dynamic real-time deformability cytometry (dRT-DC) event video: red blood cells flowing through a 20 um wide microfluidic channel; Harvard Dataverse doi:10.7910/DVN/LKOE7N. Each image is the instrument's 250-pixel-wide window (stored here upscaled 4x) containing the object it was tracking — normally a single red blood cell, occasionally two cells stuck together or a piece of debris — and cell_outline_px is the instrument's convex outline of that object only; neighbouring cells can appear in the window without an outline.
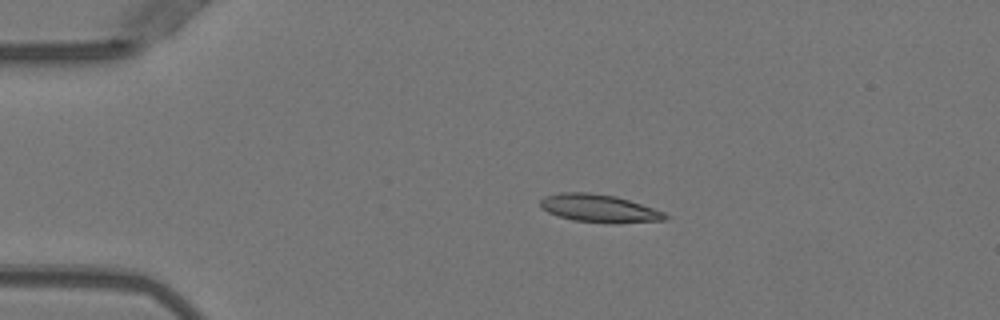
{"species": "Egyptian fruit bat (a non-hibernating species)", "species_latin": "Rousettus aegyptiacus", "temperature_condition": "warm", "stored_images_in_passage": 3, "camera_frame_rate_fps": 3000, "um_per_image_px": 0.085, "animal": {"sex": "female"}, "frame": {"image": 1, "passage_image": 2, "time_ms": 0.333, "image_size_px": [1000, 320], "cell_outline_px": [[672, 216], [664, 220], [612, 224], [572, 220], [548, 212], [540, 208], [540, 200], [544, 196], [560, 192], [588, 192], [616, 196], [664, 212]], "centroid_in_image_um": [50.92, 17.71], "position_along_channel_um": 34.1, "area_um2": 20.4}}
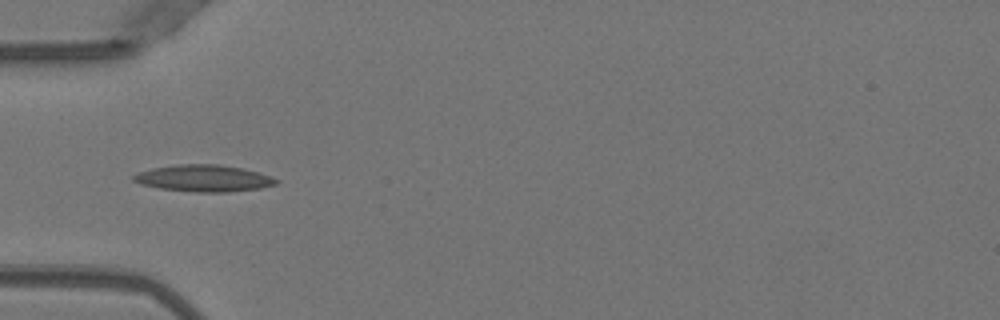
{"frame": {"image": 2, "passage_image": 3, "time_ms": 0.667, "image_size_px": [1000, 320], "cell_outline_px": [[280, 180], [276, 184], [260, 188], [228, 192], [196, 192], [160, 188], [140, 184], [132, 180], [132, 176], [140, 172], [152, 168], [176, 164], [220, 164], [240, 168], [256, 172]], "centroid_in_image_um": [17.29, 15.15], "position_along_channel_um": 67.7, "area_um2": 22.02}}